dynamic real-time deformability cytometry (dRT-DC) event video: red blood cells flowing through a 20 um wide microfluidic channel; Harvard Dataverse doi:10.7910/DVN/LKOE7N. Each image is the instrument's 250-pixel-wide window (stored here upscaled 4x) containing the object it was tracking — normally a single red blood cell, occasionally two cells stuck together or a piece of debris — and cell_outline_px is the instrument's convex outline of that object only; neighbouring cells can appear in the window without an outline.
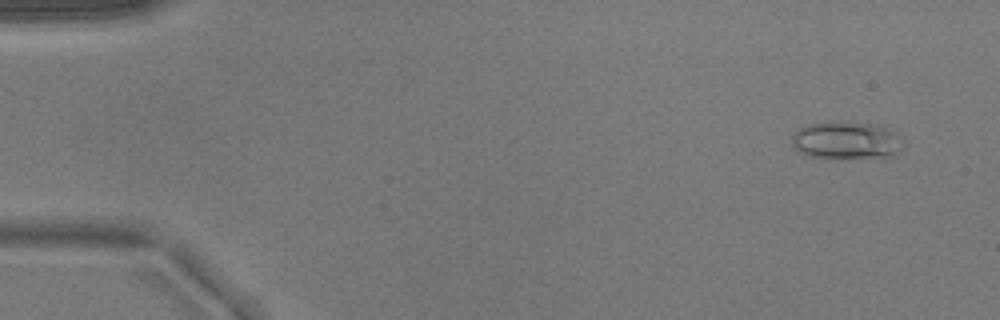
{"species": "common noctule bat (a hibernating species)", "species_latin": "Nyctalus noctula", "temperature_condition": "warm", "stored_images_in_passage": 50, "camera_frame_rate_fps": 3000, "um_per_image_px": 0.085, "animal": {"sex": "male", "body_mass_g": 17.9}, "frame": {"image": 1, "passage_image": 2, "time_ms": 0.333, "image_size_px": [1000, 320], "cell_outline_px": [[900, 148], [896, 156], [808, 156], [800, 152], [792, 144], [792, 136], [800, 128], [808, 124], [828, 120], [832, 120], [876, 124], [896, 132]], "centroid_in_image_um": [71.88, 11.87], "position_along_channel_um": 13.1, "area_um2": 23.7}}
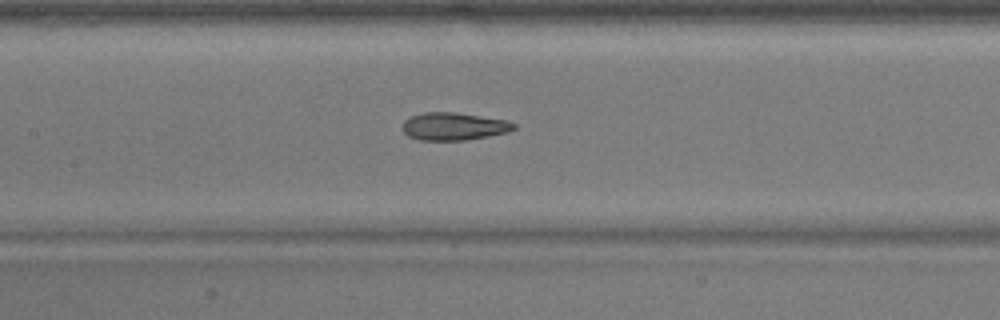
{"frame": {"image": 2, "passage_image": 23, "time_ms": 7.333, "image_size_px": [1000, 320], "cell_outline_px": [[516, 128], [508, 132], [488, 136], [464, 140], [420, 140], [408, 136], [400, 128], [404, 120], [412, 116], [424, 112], [452, 112], [508, 120], [516, 124]], "centroid_in_image_um": [38.56, 10.74], "position_along_channel_um": 168.8, "area_um2": 17.98}}
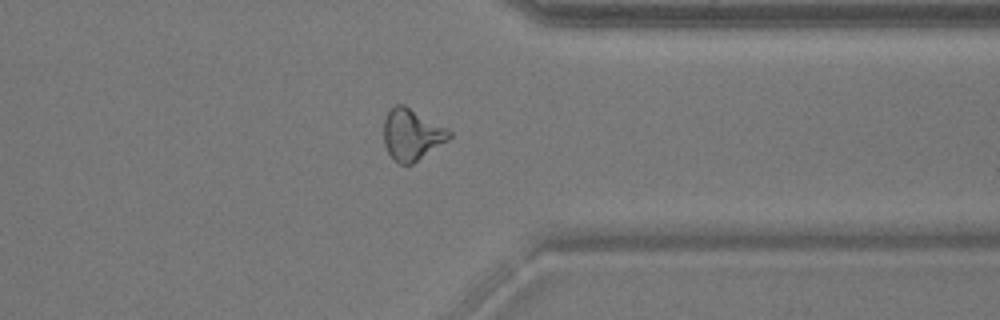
{"frame": {"image": 3, "passage_image": 39, "time_ms": 12.667, "image_size_px": [1000, 320], "cell_outline_px": [[452, 136], [448, 140], [412, 164], [400, 164], [388, 152], [384, 144], [384, 120], [388, 112], [396, 104], [404, 104], [448, 128], [452, 132]], "centroid_in_image_um": [35.02, 11.42], "position_along_channel_um": 376.4, "area_um2": 19.48}}